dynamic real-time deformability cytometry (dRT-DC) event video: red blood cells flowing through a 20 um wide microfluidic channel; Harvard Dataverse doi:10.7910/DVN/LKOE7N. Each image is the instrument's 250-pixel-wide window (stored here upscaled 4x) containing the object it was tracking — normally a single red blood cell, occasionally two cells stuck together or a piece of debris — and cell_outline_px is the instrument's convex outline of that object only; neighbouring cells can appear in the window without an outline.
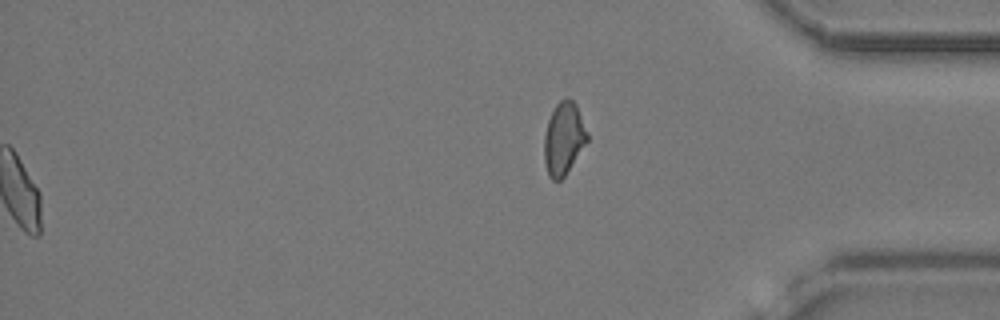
{"species": "common noctule bat (a hibernating species)", "species_latin": "Nyctalus noctula", "temperature_condition": "cold", "stored_images_in_passage": 52, "segment_of_instrument_passage": [2, 2], "camera_frame_rate_fps": 3000, "um_per_image_px": 0.085, "animal": {"sex": "female", "body_mass_g": 24.6, "forearm_length_mm": 56.2}, "frame": {"image": 1, "passage_image": 52, "time_ms": 17.0, "image_size_px": [1000, 320], "cell_outline_px": [[588, 140], [564, 176], [560, 180], [552, 180], [548, 176], [544, 160], [544, 136], [548, 120], [556, 104], [560, 100], [568, 96], [576, 104], [588, 132]], "centroid_in_image_um": [47.91, 11.76], "position_along_channel_um": 387.3, "area_um2": 18.15}}